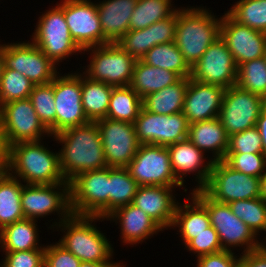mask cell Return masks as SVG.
<instances>
[{"instance_id":"6da1fadb","label":"cell","mask_w":266,"mask_h":267,"mask_svg":"<svg viewBox=\"0 0 266 267\" xmlns=\"http://www.w3.org/2000/svg\"><path fill=\"white\" fill-rule=\"evenodd\" d=\"M62 148L59 150L61 173L67 182L78 174L107 167L102 140L96 122L67 128L51 136Z\"/></svg>"},{"instance_id":"7a4b0ae2","label":"cell","mask_w":266,"mask_h":267,"mask_svg":"<svg viewBox=\"0 0 266 267\" xmlns=\"http://www.w3.org/2000/svg\"><path fill=\"white\" fill-rule=\"evenodd\" d=\"M9 173L24 184L51 185L67 182L60 170L59 153L41 141L20 142L9 147Z\"/></svg>"},{"instance_id":"3957f363","label":"cell","mask_w":266,"mask_h":267,"mask_svg":"<svg viewBox=\"0 0 266 267\" xmlns=\"http://www.w3.org/2000/svg\"><path fill=\"white\" fill-rule=\"evenodd\" d=\"M205 7L179 8L174 43L180 49L185 61L192 67L220 37L222 17L215 18L214 13ZM210 12V13H209Z\"/></svg>"},{"instance_id":"277c9868","label":"cell","mask_w":266,"mask_h":267,"mask_svg":"<svg viewBox=\"0 0 266 267\" xmlns=\"http://www.w3.org/2000/svg\"><path fill=\"white\" fill-rule=\"evenodd\" d=\"M102 219L105 220L99 216L72 214L56 226V229L64 232L58 243L83 262H109L113 258L114 249L102 231L94 225L96 221L102 222Z\"/></svg>"},{"instance_id":"5b68a950","label":"cell","mask_w":266,"mask_h":267,"mask_svg":"<svg viewBox=\"0 0 266 267\" xmlns=\"http://www.w3.org/2000/svg\"><path fill=\"white\" fill-rule=\"evenodd\" d=\"M193 194L207 209L211 226L218 233L223 250L232 251L230 247H244L241 254L256 250L262 246L263 240L234 213L228 204L219 203L208 197L202 190L192 191Z\"/></svg>"},{"instance_id":"8992f818","label":"cell","mask_w":266,"mask_h":267,"mask_svg":"<svg viewBox=\"0 0 266 267\" xmlns=\"http://www.w3.org/2000/svg\"><path fill=\"white\" fill-rule=\"evenodd\" d=\"M69 183L73 215H109V167L82 172Z\"/></svg>"},{"instance_id":"52a82bcc","label":"cell","mask_w":266,"mask_h":267,"mask_svg":"<svg viewBox=\"0 0 266 267\" xmlns=\"http://www.w3.org/2000/svg\"><path fill=\"white\" fill-rule=\"evenodd\" d=\"M31 41L56 65L76 52L83 53L74 42L64 17V0L43 13Z\"/></svg>"},{"instance_id":"ba28073f","label":"cell","mask_w":266,"mask_h":267,"mask_svg":"<svg viewBox=\"0 0 266 267\" xmlns=\"http://www.w3.org/2000/svg\"><path fill=\"white\" fill-rule=\"evenodd\" d=\"M90 62L83 75L113 87L128 86L137 59L128 54L118 43L89 47Z\"/></svg>"},{"instance_id":"9c48e42d","label":"cell","mask_w":266,"mask_h":267,"mask_svg":"<svg viewBox=\"0 0 266 267\" xmlns=\"http://www.w3.org/2000/svg\"><path fill=\"white\" fill-rule=\"evenodd\" d=\"M46 134L50 136L29 98L11 101L0 107V137L8 147L20 142L41 141Z\"/></svg>"},{"instance_id":"30bf717a","label":"cell","mask_w":266,"mask_h":267,"mask_svg":"<svg viewBox=\"0 0 266 267\" xmlns=\"http://www.w3.org/2000/svg\"><path fill=\"white\" fill-rule=\"evenodd\" d=\"M21 205L26 219L38 220L51 213L59 214V222H54L49 228H54L72 215L70 207V183L51 185L23 184ZM53 226V227H52Z\"/></svg>"},{"instance_id":"8fae6325","label":"cell","mask_w":266,"mask_h":267,"mask_svg":"<svg viewBox=\"0 0 266 267\" xmlns=\"http://www.w3.org/2000/svg\"><path fill=\"white\" fill-rule=\"evenodd\" d=\"M201 190L214 201L224 204L255 199L260 197V178L238 172L223 160L215 161Z\"/></svg>"},{"instance_id":"7c38bea8","label":"cell","mask_w":266,"mask_h":267,"mask_svg":"<svg viewBox=\"0 0 266 267\" xmlns=\"http://www.w3.org/2000/svg\"><path fill=\"white\" fill-rule=\"evenodd\" d=\"M139 186L183 187L172 171L165 146L142 144L126 167Z\"/></svg>"},{"instance_id":"4fadbf2b","label":"cell","mask_w":266,"mask_h":267,"mask_svg":"<svg viewBox=\"0 0 266 267\" xmlns=\"http://www.w3.org/2000/svg\"><path fill=\"white\" fill-rule=\"evenodd\" d=\"M265 108L264 98L234 85L225 90L218 118L230 136L255 127Z\"/></svg>"},{"instance_id":"5bb4252c","label":"cell","mask_w":266,"mask_h":267,"mask_svg":"<svg viewBox=\"0 0 266 267\" xmlns=\"http://www.w3.org/2000/svg\"><path fill=\"white\" fill-rule=\"evenodd\" d=\"M138 143L169 146L188 137L189 122L182 112L159 115L143 107L134 122Z\"/></svg>"},{"instance_id":"9a60e30c","label":"cell","mask_w":266,"mask_h":267,"mask_svg":"<svg viewBox=\"0 0 266 267\" xmlns=\"http://www.w3.org/2000/svg\"><path fill=\"white\" fill-rule=\"evenodd\" d=\"M4 68L16 70L34 85L52 82L56 77V64L33 42L6 43L3 51Z\"/></svg>"},{"instance_id":"2e32d148","label":"cell","mask_w":266,"mask_h":267,"mask_svg":"<svg viewBox=\"0 0 266 267\" xmlns=\"http://www.w3.org/2000/svg\"><path fill=\"white\" fill-rule=\"evenodd\" d=\"M238 66L225 42L218 37L191 67V76L206 84L227 89L237 83Z\"/></svg>"},{"instance_id":"e0dca14e","label":"cell","mask_w":266,"mask_h":267,"mask_svg":"<svg viewBox=\"0 0 266 267\" xmlns=\"http://www.w3.org/2000/svg\"><path fill=\"white\" fill-rule=\"evenodd\" d=\"M101 135L107 167L126 168L139 143L133 123L102 118L95 121Z\"/></svg>"},{"instance_id":"ac0fdd59","label":"cell","mask_w":266,"mask_h":267,"mask_svg":"<svg viewBox=\"0 0 266 267\" xmlns=\"http://www.w3.org/2000/svg\"><path fill=\"white\" fill-rule=\"evenodd\" d=\"M57 74L53 80L56 105V134L91 122L82 106L81 73Z\"/></svg>"},{"instance_id":"d6986e66","label":"cell","mask_w":266,"mask_h":267,"mask_svg":"<svg viewBox=\"0 0 266 267\" xmlns=\"http://www.w3.org/2000/svg\"><path fill=\"white\" fill-rule=\"evenodd\" d=\"M64 17L72 39L82 50L103 45L96 3L91 0H64Z\"/></svg>"},{"instance_id":"ffe728a7","label":"cell","mask_w":266,"mask_h":267,"mask_svg":"<svg viewBox=\"0 0 266 267\" xmlns=\"http://www.w3.org/2000/svg\"><path fill=\"white\" fill-rule=\"evenodd\" d=\"M220 37L232 53L237 66L264 57L266 33L238 23L225 12L220 24Z\"/></svg>"},{"instance_id":"44dd1931","label":"cell","mask_w":266,"mask_h":267,"mask_svg":"<svg viewBox=\"0 0 266 267\" xmlns=\"http://www.w3.org/2000/svg\"><path fill=\"white\" fill-rule=\"evenodd\" d=\"M225 90L221 86L206 84L189 77L182 111L189 124L217 118Z\"/></svg>"},{"instance_id":"7402d4cb","label":"cell","mask_w":266,"mask_h":267,"mask_svg":"<svg viewBox=\"0 0 266 267\" xmlns=\"http://www.w3.org/2000/svg\"><path fill=\"white\" fill-rule=\"evenodd\" d=\"M167 149L176 179L184 186L185 180L183 178L187 177V173L195 172V181L198 184L192 191L201 190L208 181L213 161L205 162L204 152L199 150L189 139L169 145Z\"/></svg>"},{"instance_id":"603a6c76","label":"cell","mask_w":266,"mask_h":267,"mask_svg":"<svg viewBox=\"0 0 266 267\" xmlns=\"http://www.w3.org/2000/svg\"><path fill=\"white\" fill-rule=\"evenodd\" d=\"M175 187L139 186L132 204L147 213L163 230L171 228L178 201Z\"/></svg>"},{"instance_id":"cb8c5ba5","label":"cell","mask_w":266,"mask_h":267,"mask_svg":"<svg viewBox=\"0 0 266 267\" xmlns=\"http://www.w3.org/2000/svg\"><path fill=\"white\" fill-rule=\"evenodd\" d=\"M105 219L120 224L122 242L130 245L143 243L163 229L151 218L132 203L117 208Z\"/></svg>"},{"instance_id":"d4e9b609","label":"cell","mask_w":266,"mask_h":267,"mask_svg":"<svg viewBox=\"0 0 266 267\" xmlns=\"http://www.w3.org/2000/svg\"><path fill=\"white\" fill-rule=\"evenodd\" d=\"M137 0H103L97 10L103 31V44L117 43L129 31L130 17Z\"/></svg>"},{"instance_id":"484cf974","label":"cell","mask_w":266,"mask_h":267,"mask_svg":"<svg viewBox=\"0 0 266 267\" xmlns=\"http://www.w3.org/2000/svg\"><path fill=\"white\" fill-rule=\"evenodd\" d=\"M187 139L204 153L212 151L213 162L226 157L229 136L218 117L189 124Z\"/></svg>"},{"instance_id":"4316f807","label":"cell","mask_w":266,"mask_h":267,"mask_svg":"<svg viewBox=\"0 0 266 267\" xmlns=\"http://www.w3.org/2000/svg\"><path fill=\"white\" fill-rule=\"evenodd\" d=\"M181 206L179 202L171 228L178 227L180 237L186 245L196 234L204 232L211 226L210 216L206 207L193 195ZM191 199V202H189ZM188 204H187V203ZM180 204V205H179Z\"/></svg>"},{"instance_id":"83f0119b","label":"cell","mask_w":266,"mask_h":267,"mask_svg":"<svg viewBox=\"0 0 266 267\" xmlns=\"http://www.w3.org/2000/svg\"><path fill=\"white\" fill-rule=\"evenodd\" d=\"M181 77L172 71L153 67L137 59L129 86L143 99L148 94L178 82Z\"/></svg>"},{"instance_id":"f1b7e54d","label":"cell","mask_w":266,"mask_h":267,"mask_svg":"<svg viewBox=\"0 0 266 267\" xmlns=\"http://www.w3.org/2000/svg\"><path fill=\"white\" fill-rule=\"evenodd\" d=\"M37 220L23 219L0 230V247L4 252L45 249L38 244Z\"/></svg>"},{"instance_id":"f546056e","label":"cell","mask_w":266,"mask_h":267,"mask_svg":"<svg viewBox=\"0 0 266 267\" xmlns=\"http://www.w3.org/2000/svg\"><path fill=\"white\" fill-rule=\"evenodd\" d=\"M188 83L189 77L181 78L173 85L148 94L142 99L143 108L159 115L182 112Z\"/></svg>"},{"instance_id":"4dcf8cb0","label":"cell","mask_w":266,"mask_h":267,"mask_svg":"<svg viewBox=\"0 0 266 267\" xmlns=\"http://www.w3.org/2000/svg\"><path fill=\"white\" fill-rule=\"evenodd\" d=\"M113 86L81 74L82 106L91 121L106 118Z\"/></svg>"},{"instance_id":"1f68e13d","label":"cell","mask_w":266,"mask_h":267,"mask_svg":"<svg viewBox=\"0 0 266 267\" xmlns=\"http://www.w3.org/2000/svg\"><path fill=\"white\" fill-rule=\"evenodd\" d=\"M21 180L8 173L0 179V230L25 219L21 205Z\"/></svg>"},{"instance_id":"d6a6232c","label":"cell","mask_w":266,"mask_h":267,"mask_svg":"<svg viewBox=\"0 0 266 267\" xmlns=\"http://www.w3.org/2000/svg\"><path fill=\"white\" fill-rule=\"evenodd\" d=\"M141 60L147 65L175 72L181 78L191 76V67L174 41L154 46Z\"/></svg>"},{"instance_id":"836d02e7","label":"cell","mask_w":266,"mask_h":267,"mask_svg":"<svg viewBox=\"0 0 266 267\" xmlns=\"http://www.w3.org/2000/svg\"><path fill=\"white\" fill-rule=\"evenodd\" d=\"M142 107V98L129 85L113 87L106 118L134 124Z\"/></svg>"},{"instance_id":"e575fe53","label":"cell","mask_w":266,"mask_h":267,"mask_svg":"<svg viewBox=\"0 0 266 267\" xmlns=\"http://www.w3.org/2000/svg\"><path fill=\"white\" fill-rule=\"evenodd\" d=\"M172 0H137L130 17L129 30L144 29L155 22L173 15L179 8H173Z\"/></svg>"},{"instance_id":"d590c367","label":"cell","mask_w":266,"mask_h":267,"mask_svg":"<svg viewBox=\"0 0 266 267\" xmlns=\"http://www.w3.org/2000/svg\"><path fill=\"white\" fill-rule=\"evenodd\" d=\"M138 187L127 168L109 167V214L132 203Z\"/></svg>"},{"instance_id":"8d00e7d4","label":"cell","mask_w":266,"mask_h":267,"mask_svg":"<svg viewBox=\"0 0 266 267\" xmlns=\"http://www.w3.org/2000/svg\"><path fill=\"white\" fill-rule=\"evenodd\" d=\"M29 99L37 113L38 119L49 131L50 136L56 135V105L53 92V81L34 85Z\"/></svg>"},{"instance_id":"74e56055","label":"cell","mask_w":266,"mask_h":267,"mask_svg":"<svg viewBox=\"0 0 266 267\" xmlns=\"http://www.w3.org/2000/svg\"><path fill=\"white\" fill-rule=\"evenodd\" d=\"M236 85L266 100V60L254 59L238 66Z\"/></svg>"},{"instance_id":"f35d334b","label":"cell","mask_w":266,"mask_h":267,"mask_svg":"<svg viewBox=\"0 0 266 267\" xmlns=\"http://www.w3.org/2000/svg\"><path fill=\"white\" fill-rule=\"evenodd\" d=\"M239 219H241L254 234L266 232V202L261 198L235 200L228 204Z\"/></svg>"},{"instance_id":"ab89813d","label":"cell","mask_w":266,"mask_h":267,"mask_svg":"<svg viewBox=\"0 0 266 267\" xmlns=\"http://www.w3.org/2000/svg\"><path fill=\"white\" fill-rule=\"evenodd\" d=\"M227 13L238 23L266 33V0H239Z\"/></svg>"},{"instance_id":"60d3db41","label":"cell","mask_w":266,"mask_h":267,"mask_svg":"<svg viewBox=\"0 0 266 267\" xmlns=\"http://www.w3.org/2000/svg\"><path fill=\"white\" fill-rule=\"evenodd\" d=\"M34 84L16 70L3 68L0 79V107L8 102L27 99Z\"/></svg>"},{"instance_id":"b9f144b4","label":"cell","mask_w":266,"mask_h":267,"mask_svg":"<svg viewBox=\"0 0 266 267\" xmlns=\"http://www.w3.org/2000/svg\"><path fill=\"white\" fill-rule=\"evenodd\" d=\"M223 161L232 169L246 175L261 178L266 172V156L264 154H226Z\"/></svg>"},{"instance_id":"7bdbcfd3","label":"cell","mask_w":266,"mask_h":267,"mask_svg":"<svg viewBox=\"0 0 266 267\" xmlns=\"http://www.w3.org/2000/svg\"><path fill=\"white\" fill-rule=\"evenodd\" d=\"M263 154V145L256 127L229 136L226 154Z\"/></svg>"},{"instance_id":"ee69618b","label":"cell","mask_w":266,"mask_h":267,"mask_svg":"<svg viewBox=\"0 0 266 267\" xmlns=\"http://www.w3.org/2000/svg\"><path fill=\"white\" fill-rule=\"evenodd\" d=\"M117 43L128 54L141 59L152 48L151 25L140 30H129Z\"/></svg>"},{"instance_id":"f6af8a7d","label":"cell","mask_w":266,"mask_h":267,"mask_svg":"<svg viewBox=\"0 0 266 267\" xmlns=\"http://www.w3.org/2000/svg\"><path fill=\"white\" fill-rule=\"evenodd\" d=\"M185 247L190 251V253L194 252V254H197V258L202 255L213 254L223 250L219 241L218 233L213 226H209L204 230V232L196 234V236L192 238Z\"/></svg>"},{"instance_id":"bcb514c9","label":"cell","mask_w":266,"mask_h":267,"mask_svg":"<svg viewBox=\"0 0 266 267\" xmlns=\"http://www.w3.org/2000/svg\"><path fill=\"white\" fill-rule=\"evenodd\" d=\"M45 249L5 252L0 267H44Z\"/></svg>"},{"instance_id":"7dc6e473","label":"cell","mask_w":266,"mask_h":267,"mask_svg":"<svg viewBox=\"0 0 266 267\" xmlns=\"http://www.w3.org/2000/svg\"><path fill=\"white\" fill-rule=\"evenodd\" d=\"M81 260L58 242L45 246L44 267H79Z\"/></svg>"},{"instance_id":"c3c4849f","label":"cell","mask_w":266,"mask_h":267,"mask_svg":"<svg viewBox=\"0 0 266 267\" xmlns=\"http://www.w3.org/2000/svg\"><path fill=\"white\" fill-rule=\"evenodd\" d=\"M177 24V11L165 20L151 25L152 48L158 44L173 42Z\"/></svg>"},{"instance_id":"681fc988","label":"cell","mask_w":266,"mask_h":267,"mask_svg":"<svg viewBox=\"0 0 266 267\" xmlns=\"http://www.w3.org/2000/svg\"><path fill=\"white\" fill-rule=\"evenodd\" d=\"M232 251L202 255L197 258V267H237L239 258Z\"/></svg>"},{"instance_id":"f907efd6","label":"cell","mask_w":266,"mask_h":267,"mask_svg":"<svg viewBox=\"0 0 266 267\" xmlns=\"http://www.w3.org/2000/svg\"><path fill=\"white\" fill-rule=\"evenodd\" d=\"M237 267H266V249L260 248L240 254Z\"/></svg>"},{"instance_id":"816d5d0a","label":"cell","mask_w":266,"mask_h":267,"mask_svg":"<svg viewBox=\"0 0 266 267\" xmlns=\"http://www.w3.org/2000/svg\"><path fill=\"white\" fill-rule=\"evenodd\" d=\"M9 173V147L0 137V179Z\"/></svg>"},{"instance_id":"f5cc1de1","label":"cell","mask_w":266,"mask_h":267,"mask_svg":"<svg viewBox=\"0 0 266 267\" xmlns=\"http://www.w3.org/2000/svg\"><path fill=\"white\" fill-rule=\"evenodd\" d=\"M255 127L259 130L263 145V154L266 156V108L260 113Z\"/></svg>"},{"instance_id":"db71d44e","label":"cell","mask_w":266,"mask_h":267,"mask_svg":"<svg viewBox=\"0 0 266 267\" xmlns=\"http://www.w3.org/2000/svg\"><path fill=\"white\" fill-rule=\"evenodd\" d=\"M124 267V265H120V262H83L81 261L79 267Z\"/></svg>"},{"instance_id":"11a10c76","label":"cell","mask_w":266,"mask_h":267,"mask_svg":"<svg viewBox=\"0 0 266 267\" xmlns=\"http://www.w3.org/2000/svg\"><path fill=\"white\" fill-rule=\"evenodd\" d=\"M260 197L266 202V172L260 178Z\"/></svg>"},{"instance_id":"9f6ffc18","label":"cell","mask_w":266,"mask_h":267,"mask_svg":"<svg viewBox=\"0 0 266 267\" xmlns=\"http://www.w3.org/2000/svg\"><path fill=\"white\" fill-rule=\"evenodd\" d=\"M5 49V44H0V79L2 76L3 68H4V62H3V51Z\"/></svg>"},{"instance_id":"6f0895ef","label":"cell","mask_w":266,"mask_h":267,"mask_svg":"<svg viewBox=\"0 0 266 267\" xmlns=\"http://www.w3.org/2000/svg\"><path fill=\"white\" fill-rule=\"evenodd\" d=\"M265 240H266V237H265ZM262 246H263V248H265L266 249V241H262Z\"/></svg>"}]
</instances>
